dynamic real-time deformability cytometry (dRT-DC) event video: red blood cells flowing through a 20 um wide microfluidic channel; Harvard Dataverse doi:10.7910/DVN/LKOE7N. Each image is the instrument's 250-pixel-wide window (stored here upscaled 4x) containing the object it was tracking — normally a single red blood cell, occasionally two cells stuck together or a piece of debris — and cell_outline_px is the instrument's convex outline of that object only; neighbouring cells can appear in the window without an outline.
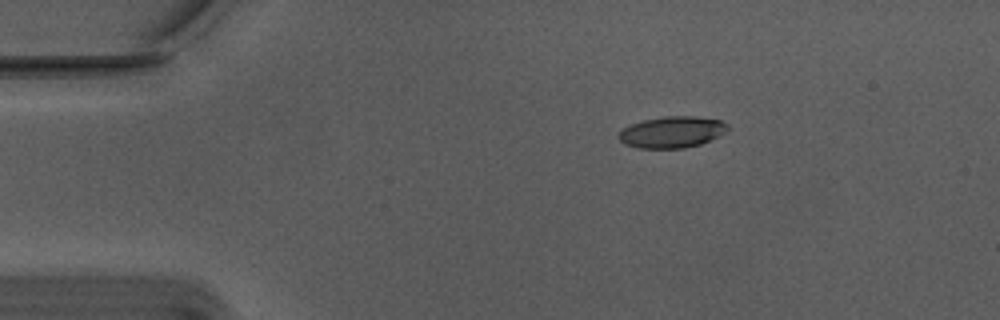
{"species": "Egyptian fruit bat (a non-hibernating species)", "species_latin": "Rousettus aegyptiacus", "temperature_condition": "warm", "stored_images_in_passage": 46, "camera_frame_rate_fps": 3000, "um_per_image_px": 0.085, "animal": {"sex": "male"}, "frame": {"image": 1, "passage_image": 1, "time_ms": 0.0, "image_size_px": [1000, 320], "cell_outline_px": [[732, 128], [700, 144], [684, 148], [636, 148], [624, 144], [616, 136], [624, 128], [632, 124], [644, 120], [664, 116], [696, 116], [720, 120], [728, 124]], "centroid_in_image_um": [57.11, 11.22], "position_along_channel_um": 27.9, "area_um2": 19.88}}
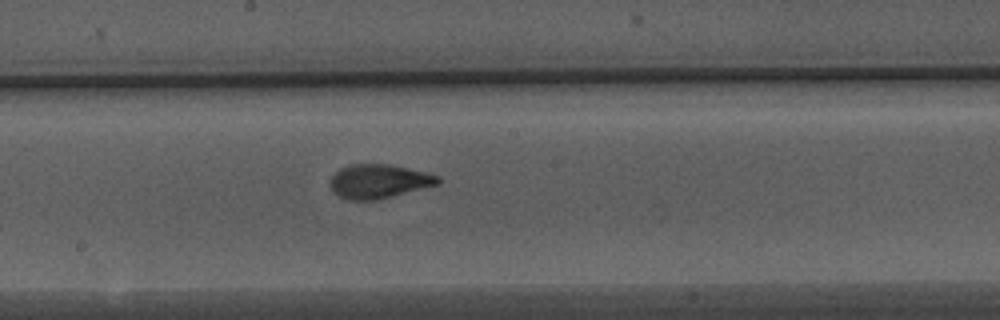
{"frame": {"image": 2, "passage_image": 21, "time_ms": 6.667, "image_size_px": [1000, 320], "cell_outline_px": [[440, 184], [376, 200], [348, 200], [332, 192], [332, 176], [340, 168], [352, 164], [392, 164], [440, 176]], "centroid_in_image_um": [32.22, 15.41], "position_along_channel_um": 216.0, "area_um2": 21.21}}
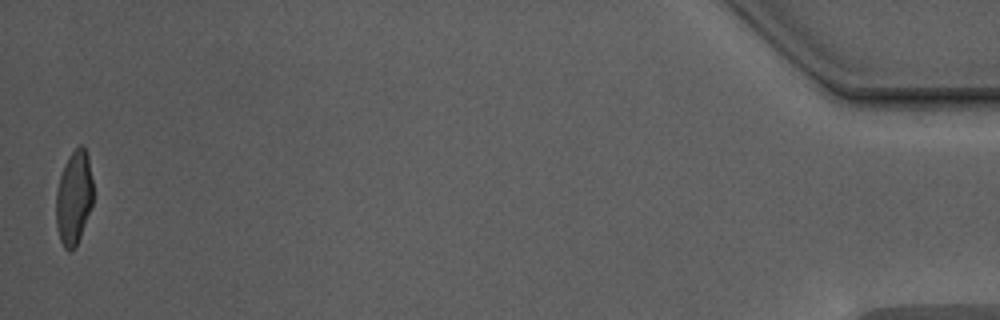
{"frame": {"image": 3, "passage_image": 46, "time_ms": 15.0, "image_size_px": [1000, 320], "cell_outline_px": [[92, 204], [80, 236], [76, 244], [68, 252], [64, 248], [60, 240], [56, 224], [56, 192], [60, 176], [64, 164], [68, 156], [80, 144], [84, 144], [88, 156], [92, 180]], "centroid_in_image_um": [6.27, 16.76], "position_along_channel_um": 428.9, "area_um2": 20.11}, "authors_computed_cell_mechanics": {"area_um2": 20.9236, "velocity_mm_per_s": 3.7487, "shape_relaxation_time_tau1_ms": 3.4542, "shape_relaxation_time_tau2_ms": 1.105, "deformation_change_tau1": 0.1897, "deformation_change_tau2": 0.0514}}